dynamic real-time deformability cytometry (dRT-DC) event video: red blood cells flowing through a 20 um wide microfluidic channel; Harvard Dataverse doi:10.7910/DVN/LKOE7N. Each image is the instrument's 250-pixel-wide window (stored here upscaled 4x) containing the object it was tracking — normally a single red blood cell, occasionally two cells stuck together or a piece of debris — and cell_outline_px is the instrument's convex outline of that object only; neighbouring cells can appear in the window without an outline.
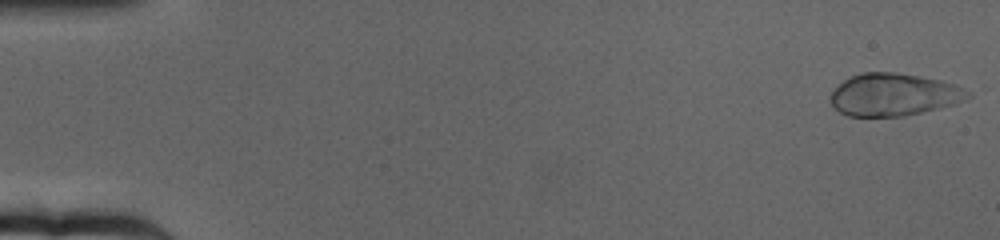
{"species": "human", "species_latin": "Homo sapiens", "temperature_condition": "cold", "stored_images_in_passage": 64, "camera_frame_rate_fps": 3000, "um_per_image_px": 0.085, "donor": {"sex": "female"}, "frame": {"image": 1, "passage_image": 1, "time_ms": 0.0, "image_size_px": [1000, 240], "cell_outline_px": [[972, 96], [964, 100], [952, 104], [904, 116], [848, 116], [840, 112], [828, 100], [832, 92], [844, 80], [860, 72], [896, 72], [940, 80], [956, 84], [972, 92]], "centroid_in_image_um": [75.97, 8.03], "position_along_channel_um": 9.0, "area_um2": 33.81}}
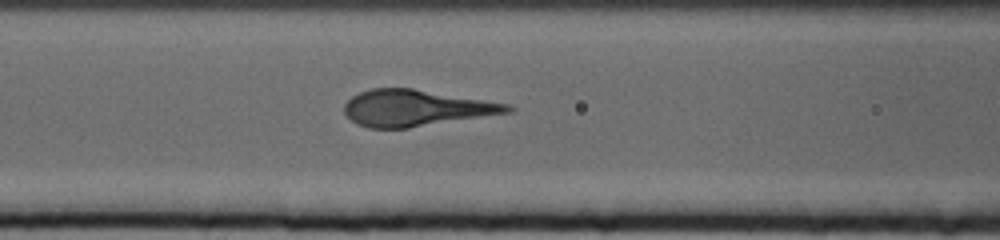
{"frame": {"image": 2, "passage_image": 27, "time_ms": 8.667, "image_size_px": [1000, 240], "cell_outline_px": [[516, 108], [512, 112], [408, 128], [368, 128], [356, 124], [344, 112], [344, 104], [352, 96], [360, 92], [372, 88], [412, 88], [508, 104]], "centroid_in_image_um": [35.33, 9.18], "position_along_channel_um": 131.3, "area_um2": 34.33}}
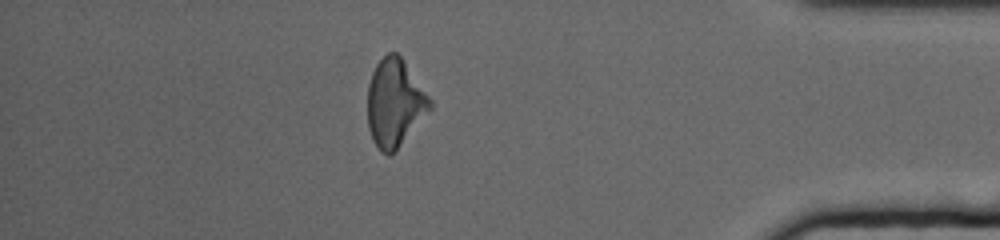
{"frame": {"image": 3, "passage_image": 56, "time_ms": 18.333, "image_size_px": [1000, 240], "cell_outline_px": [[432, 108], [396, 152], [392, 156], [388, 156], [380, 152], [372, 140], [368, 128], [368, 84], [372, 72], [376, 64], [388, 52], [396, 52], [400, 56], [432, 100]], "centroid_in_image_um": [33.55, 8.81], "position_along_channel_um": 401.7, "area_um2": 32.14}}